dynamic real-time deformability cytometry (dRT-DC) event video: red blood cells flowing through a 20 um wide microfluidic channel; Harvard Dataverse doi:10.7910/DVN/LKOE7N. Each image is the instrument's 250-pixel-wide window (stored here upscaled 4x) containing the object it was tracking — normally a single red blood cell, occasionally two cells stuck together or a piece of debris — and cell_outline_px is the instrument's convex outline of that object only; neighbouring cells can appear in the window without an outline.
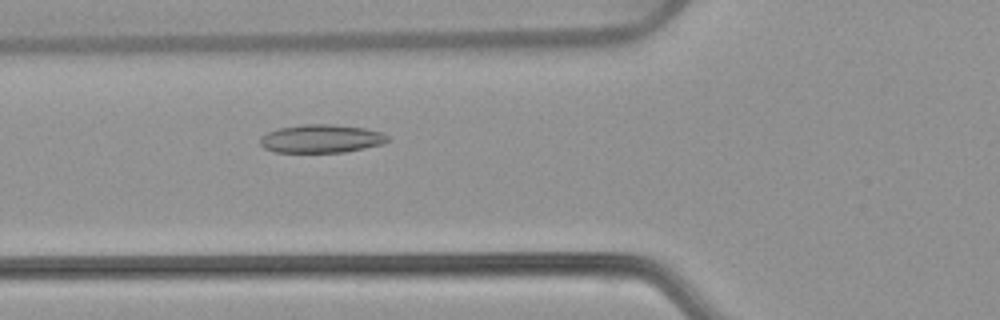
{"species": "common noctule bat (a hibernating species)", "species_latin": "Nyctalus noctula", "temperature_condition": "warm", "stored_images_in_passage": 46, "camera_frame_rate_fps": 3000, "um_per_image_px": 0.085, "animal": {"sex": "female", "body_mass_g": 22.7, "forearm_length_mm": 54.2}, "frame": {"image": 1, "passage_image": 20, "time_ms": 6.333, "image_size_px": [1000, 320], "cell_outline_px": [[392, 140], [380, 144], [364, 148], [344, 152], [276, 152], [264, 148], [260, 144], [260, 136], [268, 132], [280, 128], [304, 124], [332, 124], [364, 128], [380, 132], [388, 136]], "centroid_in_image_um": [27.3, 11.79], "position_along_channel_um": 98.5, "area_um2": 20.92}}
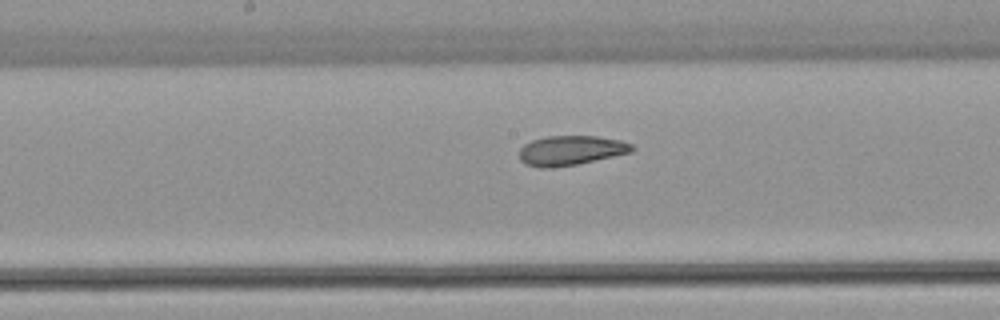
{"frame": {"image": 2, "passage_image": 28, "time_ms": 9.0, "image_size_px": [1000, 320], "cell_outline_px": [[636, 148], [632, 152], [576, 164], [552, 168], [540, 168], [524, 164], [520, 160], [520, 148], [524, 144], [532, 140], [548, 136], [596, 136], [620, 140], [632, 144]], "centroid_in_image_um": [48.51, 12.79], "position_along_channel_um": 199.7, "area_um2": 19.48}}
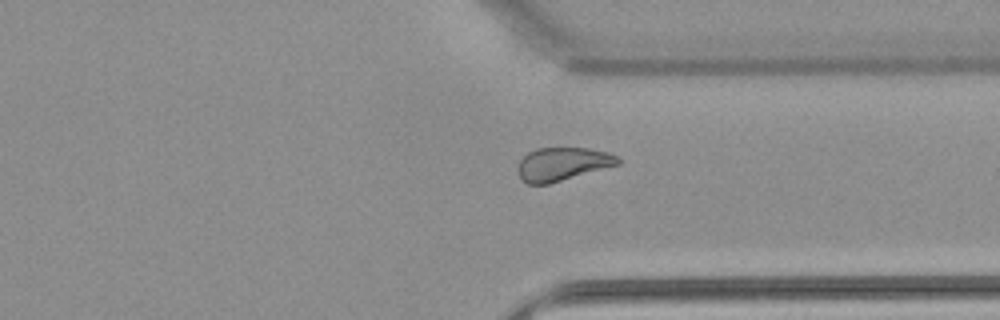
{"frame": {"image": 3, "passage_image": 41, "time_ms": 13.333, "image_size_px": [1000, 320], "cell_outline_px": [[620, 164], [548, 184], [528, 184], [520, 176], [516, 168], [520, 160], [528, 152], [536, 148], [588, 148], [608, 152], [616, 156], [620, 160]], "centroid_in_image_um": [47.8, 13.93], "position_along_channel_um": 363.6, "area_um2": 19.31}, "authors_computed_cell_mechanics": {"area_um2": 20.8658, "velocity_mm_per_s": 3.7813, "shape_relaxation_time_tau1_ms": null, "shape_relaxation_time_tau2_ms": 2.6757, "deformation_change_tau1": null, "deformation_change_tau2": 0.0937}}